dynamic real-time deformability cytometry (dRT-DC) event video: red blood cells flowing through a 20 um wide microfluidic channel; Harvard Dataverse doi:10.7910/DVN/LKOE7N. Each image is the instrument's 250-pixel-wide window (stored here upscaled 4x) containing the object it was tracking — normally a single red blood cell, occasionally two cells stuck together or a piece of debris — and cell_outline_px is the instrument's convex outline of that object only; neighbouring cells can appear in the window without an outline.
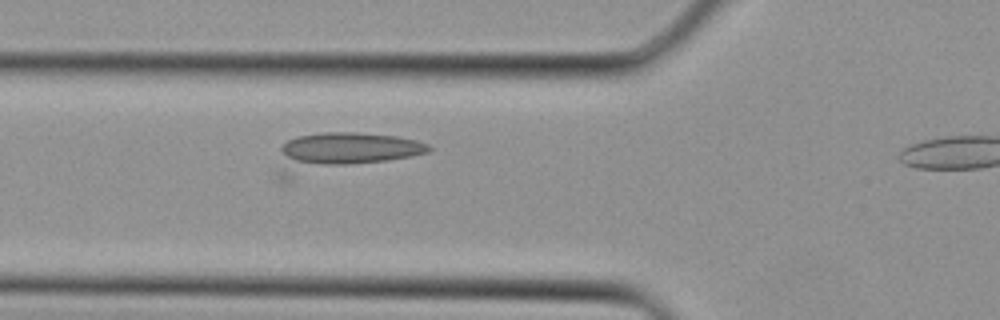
{"species": "Egyptian fruit bat (a non-hibernating species)", "species_latin": "Rousettus aegyptiacus", "temperature_condition": "cold", "stored_images_in_passage": 5, "segment_of_instrument_passage": [1, 2], "camera_frame_rate_fps": 3000, "um_per_image_px": 0.085, "animal": {"sex": "female"}, "frame": {"image": 1, "passage_image": 4, "time_ms": 1.0, "image_size_px": [1000, 320], "cell_outline_px": [[432, 148], [428, 152], [412, 156], [288, 184], [276, 184], [272, 180], [272, 172], [280, 148], [288, 140], [296, 136], [324, 132], [356, 132], [396, 136], [416, 140], [428, 144]], "centroid_in_image_um": [28.8, 13.09], "position_along_channel_um": 97.0, "area_um2": 37.28}}